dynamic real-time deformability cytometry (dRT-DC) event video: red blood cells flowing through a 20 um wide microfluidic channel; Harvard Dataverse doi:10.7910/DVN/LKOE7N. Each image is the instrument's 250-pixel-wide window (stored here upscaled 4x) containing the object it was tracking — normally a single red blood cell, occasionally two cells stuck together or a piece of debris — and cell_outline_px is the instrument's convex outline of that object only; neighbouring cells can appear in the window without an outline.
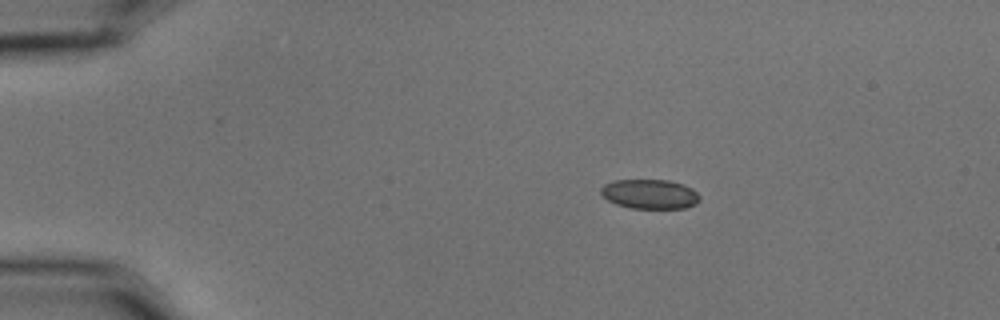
{"species": "common noctule bat (a hibernating species)", "species_latin": "Nyctalus noctula", "temperature_condition": "cold", "stored_images_in_passage": 3, "camera_frame_rate_fps": 3000, "um_per_image_px": 0.085, "animal": {"sex": "male", "body_mass_g": 15.6}, "frame": {"image": 1, "passage_image": 1, "time_ms": 0.0, "image_size_px": [1000, 320], "cell_outline_px": [[700, 200], [696, 204], [684, 208], [632, 208], [616, 204], [608, 200], [600, 192], [600, 188], [604, 184], [612, 180], [668, 180], [684, 184], [692, 188], [700, 196]], "centroid_in_image_um": [55.24, 16.49], "position_along_channel_um": 29.8, "area_um2": 17.05}}